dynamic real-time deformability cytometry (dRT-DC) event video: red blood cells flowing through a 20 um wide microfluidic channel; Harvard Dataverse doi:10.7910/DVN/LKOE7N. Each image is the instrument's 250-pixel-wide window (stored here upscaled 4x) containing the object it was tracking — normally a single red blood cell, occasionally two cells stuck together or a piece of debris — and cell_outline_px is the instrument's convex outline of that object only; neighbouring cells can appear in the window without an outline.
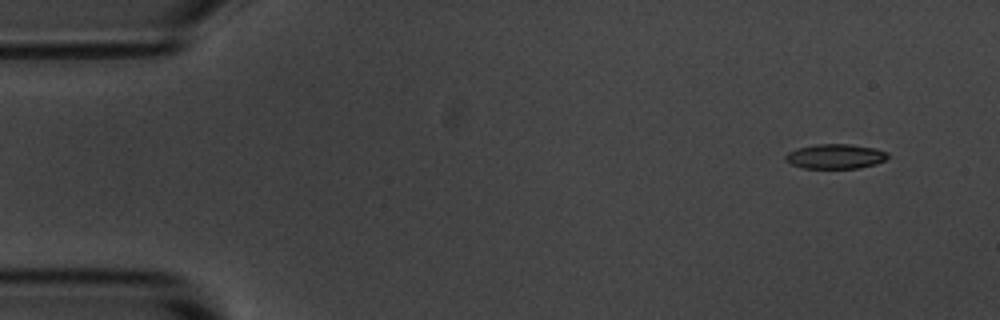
{"species": "common noctule bat (a hibernating species)", "species_latin": "Nyctalus noctula", "temperature_condition": "room temperature", "stored_images_in_passage": 5, "camera_frame_rate_fps": 3000, "um_per_image_px": 0.085, "animal": {"sex": "male", "body_mass_g": 20.1, "forearm_length_mm": 53.5}, "frame": {"image": 1, "passage_image": 1, "time_ms": 0.0, "image_size_px": [1000, 320], "cell_outline_px": [[888, 156], [884, 160], [876, 164], [860, 168], [804, 168], [788, 164], [784, 160], [784, 156], [788, 152], [796, 148], [816, 144], [848, 144], [876, 148], [888, 152]], "centroid_in_image_um": [70.97, 13.29], "position_along_channel_um": 14.0, "area_um2": 14.91}}
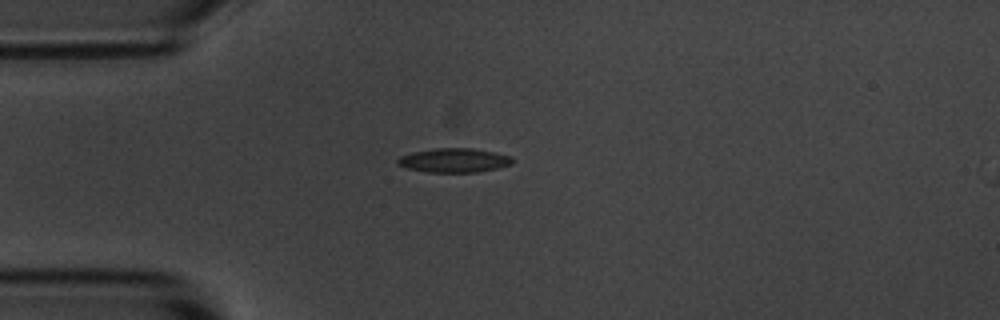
{"frame": {"image": 2, "passage_image": 4, "time_ms": 3.333, "image_size_px": [1000, 320], "cell_outline_px": [[512, 164], [496, 168], [476, 172], [428, 172], [408, 168], [396, 164], [396, 160], [400, 156], [412, 152], [436, 148], [472, 148], [512, 156]], "centroid_in_image_um": [38.56, 13.62], "position_along_channel_um": 46.4, "area_um2": 16.01}}